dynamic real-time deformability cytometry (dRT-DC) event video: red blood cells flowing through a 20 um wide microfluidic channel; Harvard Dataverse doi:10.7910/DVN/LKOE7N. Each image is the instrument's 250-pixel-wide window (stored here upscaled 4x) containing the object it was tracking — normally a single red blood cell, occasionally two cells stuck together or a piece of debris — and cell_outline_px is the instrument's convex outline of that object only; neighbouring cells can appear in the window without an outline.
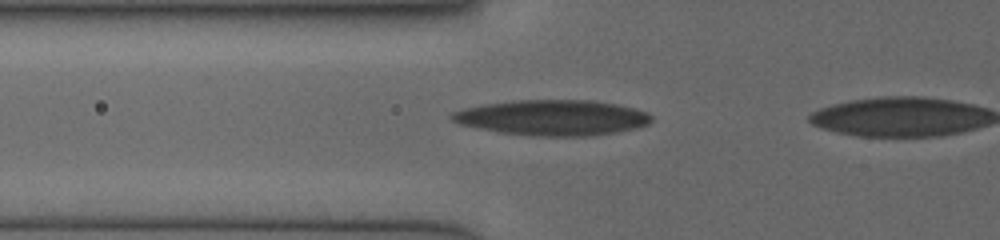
{"species": "human", "species_latin": "Homo sapiens", "temperature_condition": "cold", "stored_images_in_passage": 25, "camera_frame_rate_fps": 3000, "um_per_image_px": 0.085, "donor": {"sex": "female"}, "frame": {"image": 1, "passage_image": 2, "time_ms": 0.333, "image_size_px": [1000, 240], "cell_outline_px": [[652, 120], [648, 124], [636, 128], [616, 132], [592, 136], [532, 136], [496, 132], [460, 124], [452, 120], [448, 116], [452, 112], [464, 108], [484, 104], [512, 100], [592, 100], [616, 104], [636, 108], [648, 112], [652, 116]], "centroid_in_image_um": [46.96, 10.0], "position_along_channel_um": 78.8, "area_um2": 41.62}}
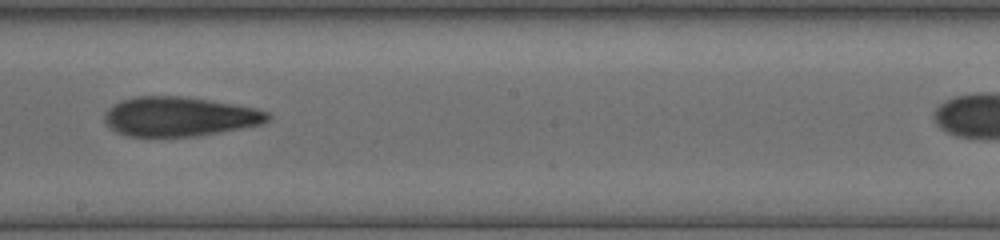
{"frame": {"image": 2, "passage_image": 12, "time_ms": 4.0, "image_size_px": [1000, 240], "cell_outline_px": [[272, 116], [268, 120], [260, 124], [240, 128], [196, 136], [128, 136], [116, 132], [108, 128], [104, 120], [104, 112], [108, 108], [124, 100], [136, 96], [180, 96], [208, 100], [256, 108], [268, 112]], "centroid_in_image_um": [15.22, 9.91], "position_along_channel_um": 233.0, "area_um2": 37.22}}
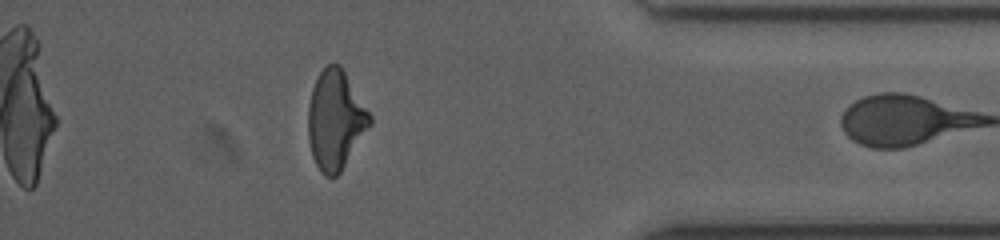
{"frame": {"image": 3, "passage_image": 24, "time_ms": 8.667, "image_size_px": [1000, 240], "cell_outline_px": [[372, 124], [340, 172], [336, 176], [324, 176], [320, 172], [312, 156], [308, 140], [308, 104], [312, 88], [320, 72], [328, 64], [340, 64], [372, 116]], "centroid_in_image_um": [28.51, 10.2], "position_along_channel_um": 406.7, "area_um2": 35.6}}